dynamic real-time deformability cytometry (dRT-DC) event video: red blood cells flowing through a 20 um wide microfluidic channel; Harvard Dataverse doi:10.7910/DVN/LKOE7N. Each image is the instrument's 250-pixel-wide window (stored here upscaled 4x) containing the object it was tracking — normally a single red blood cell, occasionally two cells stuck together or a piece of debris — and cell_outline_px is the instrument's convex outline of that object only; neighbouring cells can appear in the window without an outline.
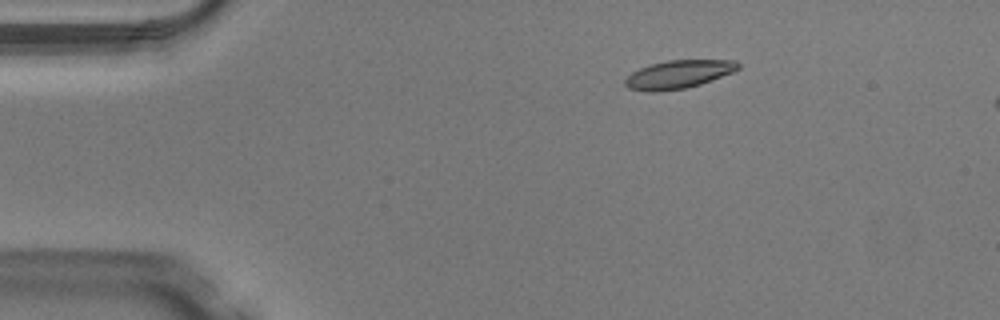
{"species": "Egyptian fruit bat (a non-hibernating species)", "species_latin": "Rousettus aegyptiacus", "temperature_condition": "warm", "stored_images_in_passage": 6, "camera_frame_rate_fps": 3000, "um_per_image_px": 0.085, "animal": {"sex": "male"}, "frame": {"image": 1, "passage_image": 1, "time_ms": 0.0, "image_size_px": [1000, 320], "cell_outline_px": [[740, 68], [732, 72], [712, 80], [700, 84], [684, 88], [656, 92], [648, 92], [628, 88], [624, 84], [624, 80], [632, 72], [640, 68], [652, 64], [668, 60], [736, 60], [740, 64]], "centroid_in_image_um": [57.66, 6.32], "position_along_channel_um": 27.3, "area_um2": 18.5}}